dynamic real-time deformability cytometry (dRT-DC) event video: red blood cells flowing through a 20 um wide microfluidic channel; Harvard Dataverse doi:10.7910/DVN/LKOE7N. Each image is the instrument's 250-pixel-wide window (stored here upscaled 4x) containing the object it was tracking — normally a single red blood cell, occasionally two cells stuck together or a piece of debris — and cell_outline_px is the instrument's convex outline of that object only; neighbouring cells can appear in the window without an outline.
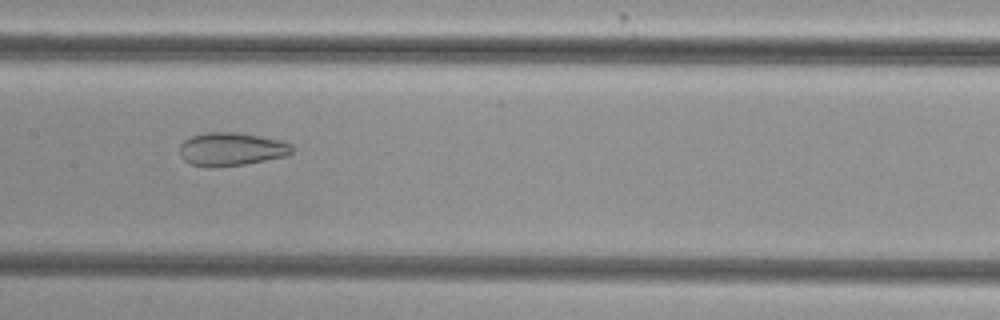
{"species": "common noctule bat (a hibernating species)", "species_latin": "Nyctalus noctula", "temperature_condition": "cold", "stored_images_in_passage": 45, "camera_frame_rate_fps": 3000, "um_per_image_px": 0.085, "animal": {"sex": "female", "body_mass_g": 29.2, "forearm_length_mm": 56.3}, "frame": {"image": 1, "passage_image": 18, "time_ms": 5.667, "image_size_px": [1000, 320], "cell_outline_px": [[292, 152], [284, 156], [244, 164], [192, 164], [184, 160], [180, 156], [180, 144], [184, 140], [192, 136], [204, 132], [236, 132], [260, 136], [280, 140], [292, 144]], "centroid_in_image_um": [19.67, 12.62], "position_along_channel_um": 187.7, "area_um2": 20.98}}
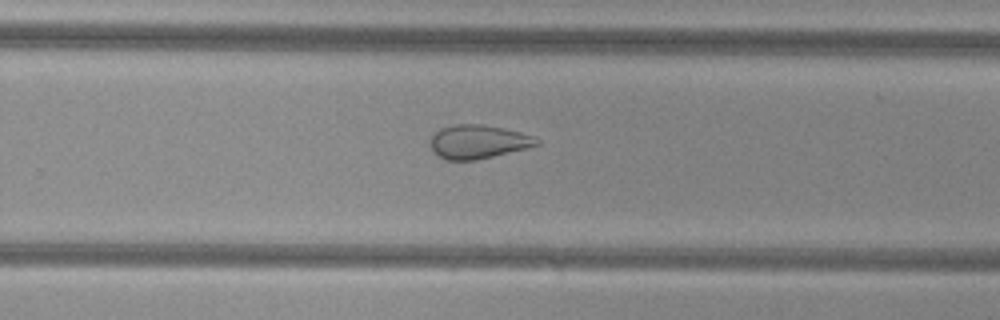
{"frame": {"image": 2, "passage_image": 26, "time_ms": 8.333, "image_size_px": [1000, 320], "cell_outline_px": [[540, 144], [476, 160], [448, 160], [432, 152], [432, 136], [440, 128], [456, 124], [484, 124], [520, 132], [532, 136], [540, 140]], "centroid_in_image_um": [40.63, 12.04], "position_along_channel_um": 289.2, "area_um2": 20.52}}
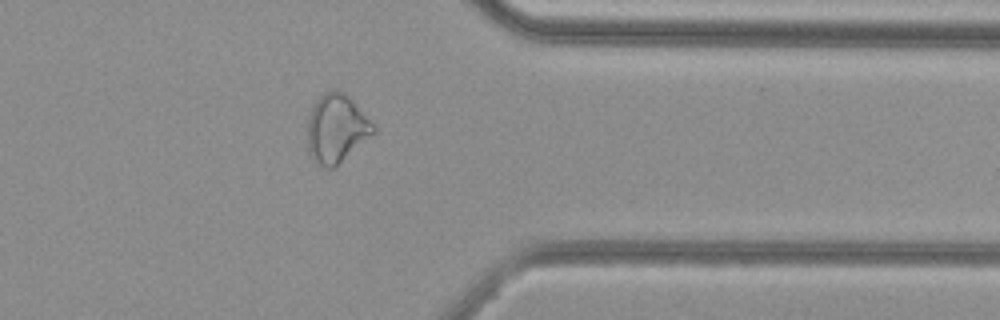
{"frame": {"image": 3, "passage_image": 34, "time_ms": 11.0, "image_size_px": [1000, 320], "cell_outline_px": [[376, 132], [336, 168], [324, 168], [316, 164], [312, 160], [308, 152], [308, 116], [316, 100], [324, 92], [344, 92], [352, 100], [376, 128]], "centroid_in_image_um": [28.58, 11.0], "position_along_channel_um": 382.8, "area_um2": 26.3}, "authors_computed_cell_mechanics": {"area_um2": 26.299, "velocity_mm_per_s": 3.8145, "shape_relaxation_time_tau1_ms": null, "shape_relaxation_time_tau2_ms": 2.2223, "deformation_change_tau1": null, "deformation_change_tau2": 0.0941}}